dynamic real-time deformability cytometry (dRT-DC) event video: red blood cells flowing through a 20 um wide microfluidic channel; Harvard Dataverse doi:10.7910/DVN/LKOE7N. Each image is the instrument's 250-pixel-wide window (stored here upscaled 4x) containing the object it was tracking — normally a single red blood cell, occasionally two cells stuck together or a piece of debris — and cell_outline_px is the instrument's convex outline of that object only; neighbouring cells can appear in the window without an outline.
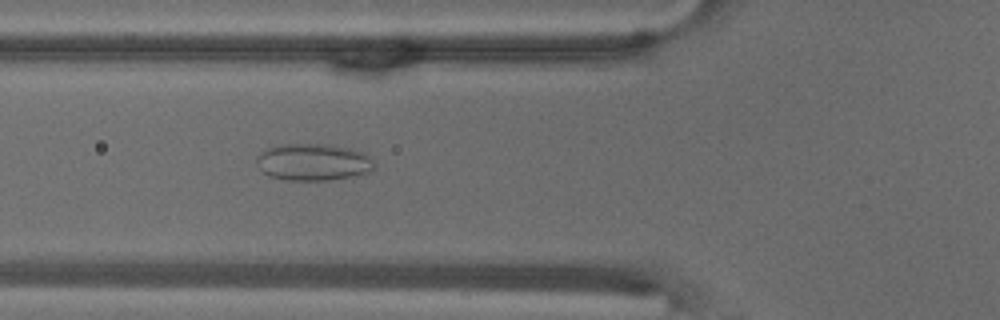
{"species": "common noctule bat (a hibernating species)", "species_latin": "Nyctalus noctula", "temperature_condition": "warm", "stored_images_in_passage": 47, "camera_frame_rate_fps": 3000, "um_per_image_px": 0.085, "animal": {"sex": "male", "body_mass_g": 18.8}, "frame": {"image": 1, "passage_image": 14, "time_ms": 4.333, "image_size_px": [1000, 320], "cell_outline_px": [[376, 164], [368, 172], [356, 176], [328, 180], [288, 180], [268, 176], [256, 164], [256, 156], [260, 152], [268, 148], [284, 144], [324, 144], [348, 148], [364, 152]], "centroid_in_image_um": [26.61, 13.78], "position_along_channel_um": 99.2, "area_um2": 25.32}}
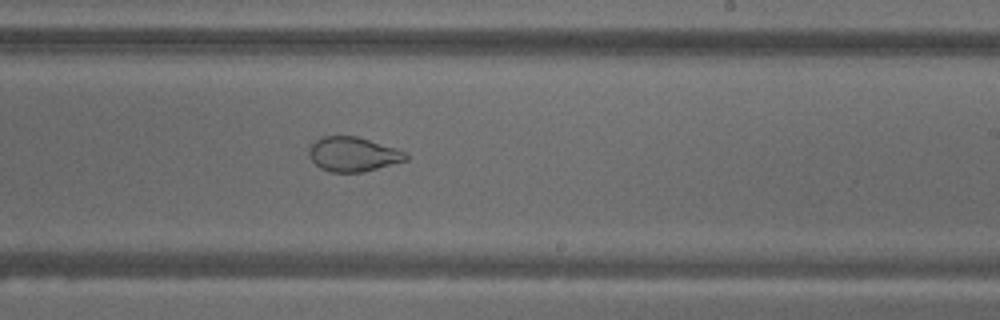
{"frame": {"image": 2, "passage_image": 27, "time_ms": 8.667, "image_size_px": [1000, 320], "cell_outline_px": [[408, 160], [364, 172], [332, 172], [320, 168], [308, 156], [308, 148], [316, 140], [324, 136], [356, 136], [396, 148], [408, 152]], "centroid_in_image_um": [30.03, 13.11], "position_along_channel_um": 259.0, "area_um2": 19.54}, "authors_computed_cell_mechanics": {"area_um2": 26.6458, "velocity_mm_per_s": 3.6787, "shape_relaxation_time_tau1_ms": null, "shape_relaxation_time_tau2_ms": 1.0068, "deformation_change_tau1": null, "deformation_change_tau2": 0.0644}}